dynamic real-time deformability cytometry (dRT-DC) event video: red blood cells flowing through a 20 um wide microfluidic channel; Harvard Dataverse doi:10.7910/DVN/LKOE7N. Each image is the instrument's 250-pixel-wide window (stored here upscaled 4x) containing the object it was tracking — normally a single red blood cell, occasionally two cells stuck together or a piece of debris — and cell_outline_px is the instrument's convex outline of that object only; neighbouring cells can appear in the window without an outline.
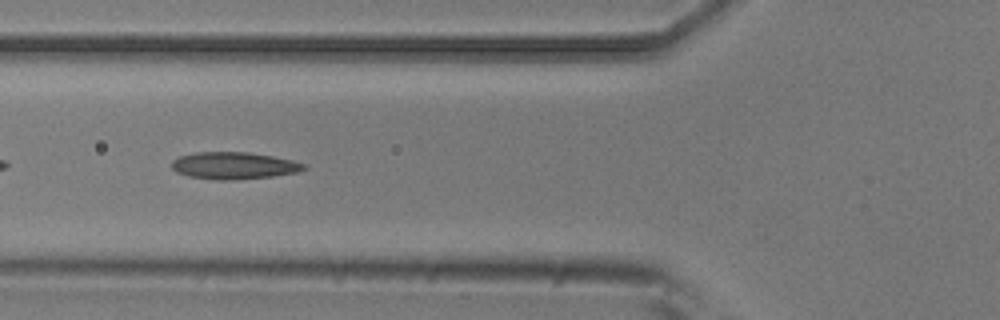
{"species": "common noctule bat (a hibernating species)", "species_latin": "Nyctalus noctula", "temperature_condition": "room temperature", "stored_images_in_passage": 5, "camera_frame_rate_fps": 3000, "um_per_image_px": 0.085, "animal": {"sex": "male", "body_mass_g": 20.5, "forearm_length_mm": 52.5}, "frame": {"image": 1, "passage_image": 5, "time_ms": 1.333, "image_size_px": [1000, 320], "cell_outline_px": [[308, 168], [300, 172], [272, 176], [232, 180], [216, 180], [188, 176], [176, 172], [172, 168], [172, 160], [180, 156], [196, 152], [248, 152], [272, 156], [292, 160], [304, 164]], "centroid_in_image_um": [19.88, 14.08], "position_along_channel_um": 105.9, "area_um2": 20.87}}